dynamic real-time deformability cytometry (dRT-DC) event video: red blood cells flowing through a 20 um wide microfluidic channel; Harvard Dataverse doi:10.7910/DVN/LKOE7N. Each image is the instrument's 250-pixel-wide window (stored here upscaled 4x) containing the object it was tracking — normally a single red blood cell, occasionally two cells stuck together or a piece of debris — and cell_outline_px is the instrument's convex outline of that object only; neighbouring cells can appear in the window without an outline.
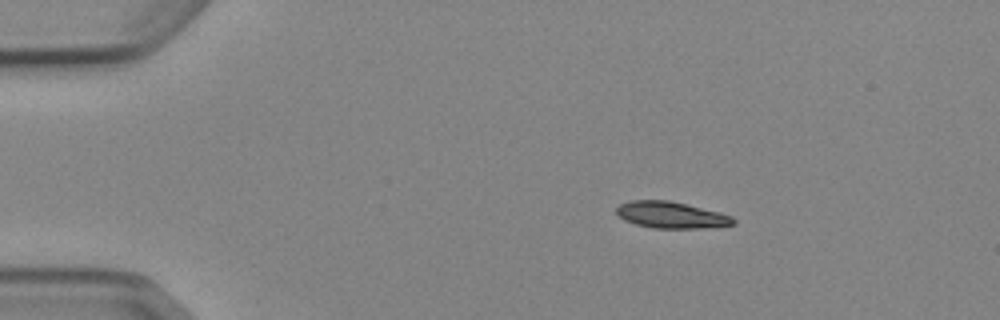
{"species": "Egyptian fruit bat (a non-hibernating species)", "species_latin": "Rousettus aegyptiacus", "temperature_condition": "cold", "stored_images_in_passage": 3, "camera_frame_rate_fps": 3000, "um_per_image_px": 0.085, "animal": {"sex": "female"}, "frame": {"image": 1, "passage_image": 1, "time_ms": 0.0, "image_size_px": [1000, 320], "cell_outline_px": [[736, 224], [696, 228], [652, 228], [636, 224], [624, 220], [616, 212], [616, 208], [620, 204], [632, 200], [668, 200], [720, 212], [732, 216], [736, 220]], "centroid_in_image_um": [57.04, 18.27], "position_along_channel_um": 28.0, "area_um2": 17.92}}